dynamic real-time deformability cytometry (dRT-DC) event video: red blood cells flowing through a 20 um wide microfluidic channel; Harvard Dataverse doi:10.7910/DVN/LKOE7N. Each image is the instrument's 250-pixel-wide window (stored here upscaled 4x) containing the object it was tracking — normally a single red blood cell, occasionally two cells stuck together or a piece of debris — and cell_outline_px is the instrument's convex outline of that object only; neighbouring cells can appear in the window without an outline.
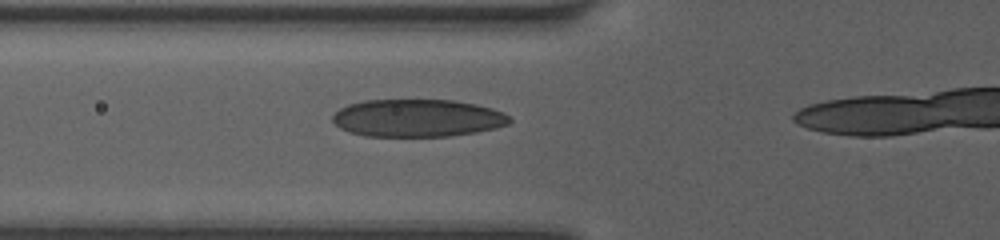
{"species": "human", "species_latin": "Homo sapiens", "temperature_condition": "room temperature", "stored_images_in_passage": 26, "camera_frame_rate_fps": 3000, "um_per_image_px": 0.085, "donor": {"sex": "female"}, "frame": {"image": 1, "passage_image": 13, "time_ms": 4.0, "image_size_px": [1000, 240], "cell_outline_px": [[512, 120], [508, 124], [496, 128], [476, 132], [452, 136], [364, 136], [348, 132], [340, 128], [332, 120], [332, 116], [340, 108], [348, 104], [364, 100], [452, 100], [476, 104], [492, 108], [504, 112]], "centroid_in_image_um": [35.48, 10.03], "position_along_channel_um": 90.3, "area_um2": 38.96}}
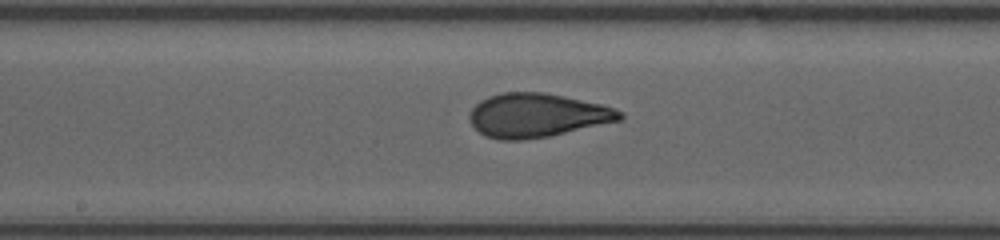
{"frame": {"image": 2, "passage_image": 21, "time_ms": 6.667, "image_size_px": [1000, 240], "cell_outline_px": [[624, 120], [548, 136], [524, 140], [500, 140], [484, 136], [472, 124], [468, 116], [472, 108], [480, 100], [488, 96], [504, 92], [544, 92], [564, 96], [600, 104], [624, 112]], "centroid_in_image_um": [45.65, 9.8], "position_along_channel_um": 202.5, "area_um2": 38.49}}
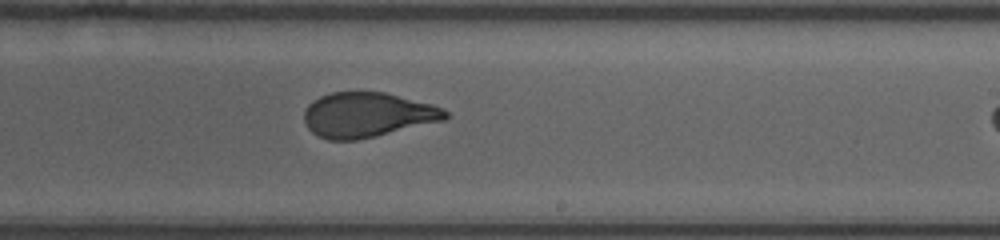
{"frame": {"image": 3, "passage_image": 25, "time_ms": 8.0, "image_size_px": [1000, 240], "cell_outline_px": [[448, 116], [444, 120], [376, 136], [356, 140], [328, 140], [316, 136], [308, 128], [304, 120], [304, 112], [308, 104], [312, 100], [320, 96], [332, 92], [384, 92], [432, 104], [444, 108], [448, 112]], "centroid_in_image_um": [31.2, 9.76], "position_along_channel_um": 257.8, "area_um2": 36.93}}